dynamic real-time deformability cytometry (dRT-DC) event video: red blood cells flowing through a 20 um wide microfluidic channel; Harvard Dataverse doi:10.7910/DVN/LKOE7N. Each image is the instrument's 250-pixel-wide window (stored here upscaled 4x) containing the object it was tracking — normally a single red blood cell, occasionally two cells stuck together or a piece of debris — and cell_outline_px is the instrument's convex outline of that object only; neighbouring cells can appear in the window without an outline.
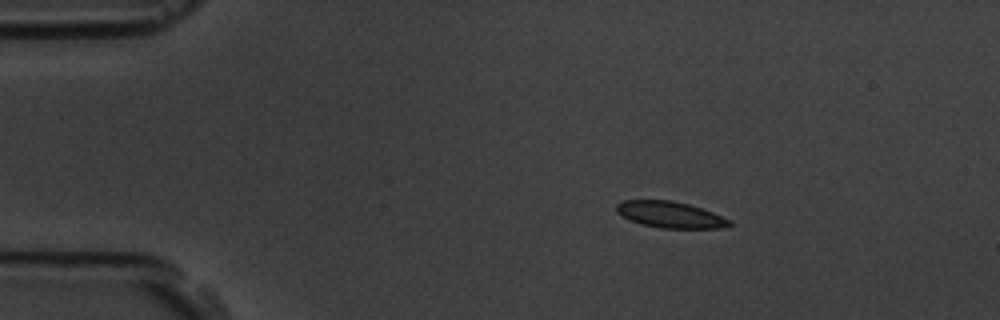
{"species": "common noctule bat (a hibernating species)", "species_latin": "Nyctalus noctula", "temperature_condition": "room temperature", "stored_images_in_passage": 4, "segment_of_instrument_passage": [1, 2], "camera_frame_rate_fps": 3000, "um_per_image_px": 0.085, "animal": {"sex": "male", "body_mass_g": 19.5, "forearm_length_mm": 54.6}, "frame": {"image": 1, "passage_image": 2, "time_ms": 1.0, "image_size_px": [1000, 320], "cell_outline_px": [[732, 224], [724, 228], [660, 228], [640, 224], [620, 216], [616, 212], [616, 204], [624, 200], [672, 200], [688, 204], [712, 212], [732, 220]], "centroid_in_image_um": [56.95, 18.25], "position_along_channel_um": 28.1, "area_um2": 17.46}}